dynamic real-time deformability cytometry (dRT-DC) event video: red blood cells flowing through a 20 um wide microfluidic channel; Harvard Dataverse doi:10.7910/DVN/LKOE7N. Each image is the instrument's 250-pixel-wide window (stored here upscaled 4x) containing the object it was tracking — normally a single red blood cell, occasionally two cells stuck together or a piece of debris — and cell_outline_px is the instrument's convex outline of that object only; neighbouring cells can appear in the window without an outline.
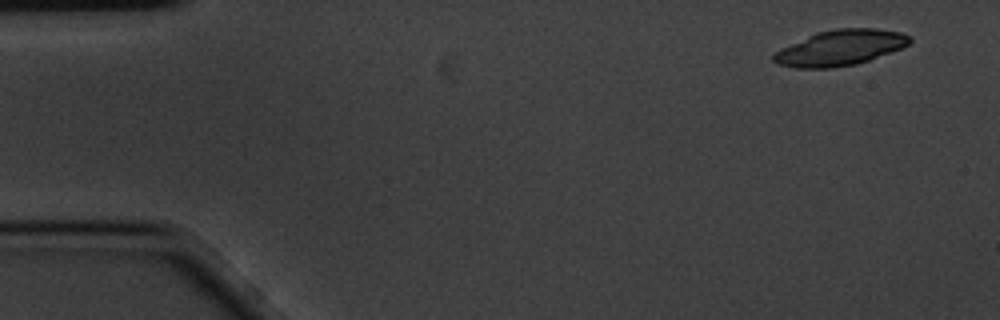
{"species": "common noctule bat (a hibernating species)", "species_latin": "Nyctalus noctula", "temperature_condition": "cold", "stored_images_in_passage": 4, "camera_frame_rate_fps": 3000, "um_per_image_px": 0.085, "animal": {"sex": "male", "body_mass_g": 20.1, "forearm_length_mm": 53.5}, "frame": {"image": 1, "passage_image": 1, "time_ms": 0.0, "image_size_px": [1000, 320], "cell_outline_px": [[912, 40], [908, 44], [900, 48], [868, 60], [856, 64], [828, 68], [796, 68], [776, 64], [772, 60], [772, 56], [780, 48], [816, 32], [836, 28], [876, 28], [900, 32], [912, 36]], "centroid_in_image_um": [71.39, 4.05], "position_along_channel_um": 13.6, "area_um2": 28.15}}